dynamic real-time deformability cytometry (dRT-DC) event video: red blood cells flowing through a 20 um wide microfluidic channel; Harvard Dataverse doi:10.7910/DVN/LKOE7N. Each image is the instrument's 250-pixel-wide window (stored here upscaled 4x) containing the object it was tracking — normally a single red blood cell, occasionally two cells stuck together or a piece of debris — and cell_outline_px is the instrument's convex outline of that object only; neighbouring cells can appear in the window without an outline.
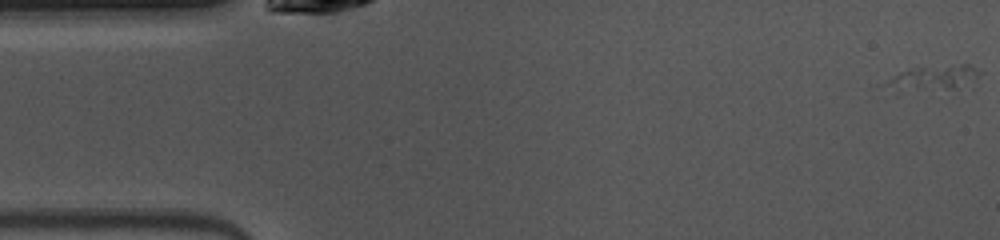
{"species": "common noctule bat (a hibernating species)", "species_latin": "Nyctalus noctula", "temperature_condition": "warm", "stored_images_in_passage": 47, "camera_frame_rate_fps": 3000, "um_per_image_px": 0.085, "animal": {"sex": "female", "body_mass_g": 10.0, "forearm_length_mm": 53.1}, "frame": {"image": 1, "passage_image": 1, "time_ms": 0.0, "image_size_px": [1000, 240], "cell_outline_px": [[984, 72], [976, 76], [952, 84], [896, 96], [888, 80], [892, 76], [900, 72], [912, 68], [960, 64], [968, 64]], "centroid_in_image_um": [79.12, 6.6], "position_along_channel_um": 5.9, "area_um2": 12.6}}
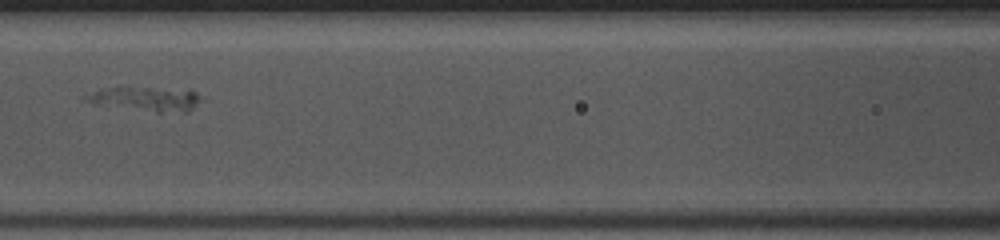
{"frame": {"image": 2, "passage_image": 20, "time_ms": 6.333, "image_size_px": [1000, 240], "cell_outline_px": [[200, 96], [196, 104], [188, 112], [156, 112], [92, 104], [84, 100], [84, 92], [100, 88], [192, 88]], "centroid_in_image_um": [12.34, 8.39], "position_along_channel_um": 154.3, "area_um2": 16.65}}
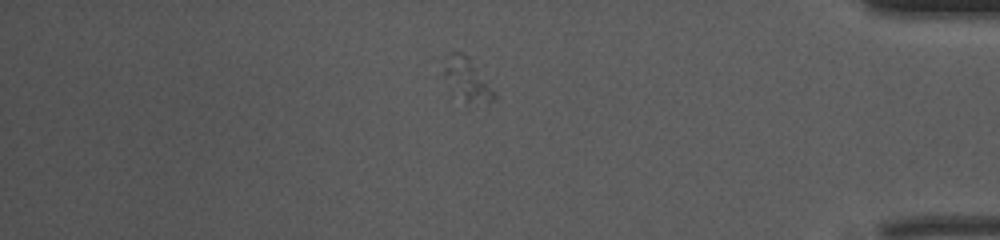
{"frame": {"image": 3, "passage_image": 41, "time_ms": 13.333, "image_size_px": [1000, 240], "cell_outline_px": [[496, 96], [492, 100], [468, 100], [444, 76], [444, 56], [448, 52], [460, 52], [468, 56], [472, 60], [496, 92]], "centroid_in_image_um": [39.72, 6.58], "position_along_channel_um": 395.5, "area_um2": 11.39}}